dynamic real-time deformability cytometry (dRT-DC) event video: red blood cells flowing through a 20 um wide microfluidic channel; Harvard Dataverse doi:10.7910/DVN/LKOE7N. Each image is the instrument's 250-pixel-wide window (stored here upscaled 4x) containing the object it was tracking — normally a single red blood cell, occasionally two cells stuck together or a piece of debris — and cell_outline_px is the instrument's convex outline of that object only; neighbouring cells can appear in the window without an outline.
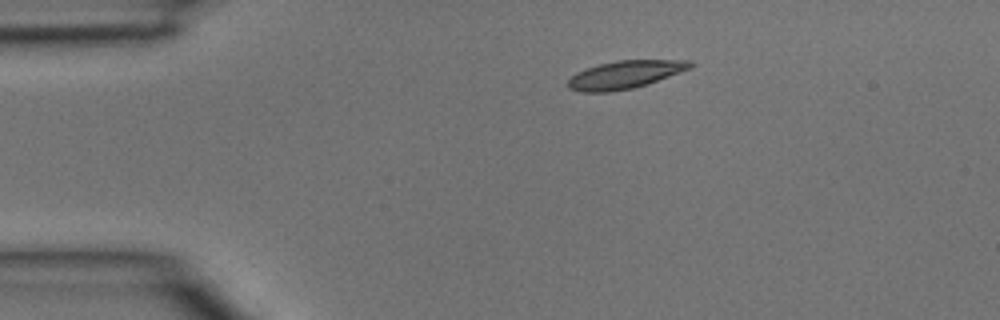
{"species": "common noctule bat (a hibernating species)", "species_latin": "Nyctalus noctula", "temperature_condition": "room temperature", "stored_images_in_passage": 3, "segment_of_instrument_passage": [1, 2], "camera_frame_rate_fps": 3000, "um_per_image_px": 0.085, "animal": {"sex": "male", "body_mass_g": 15.6}, "frame": {"image": 1, "passage_image": 1, "time_ms": 0.0, "image_size_px": [1000, 320], "cell_outline_px": [[692, 68], [648, 84], [632, 88], [608, 92], [580, 92], [568, 88], [568, 80], [576, 72], [600, 64], [616, 60], [692, 60]], "centroid_in_image_um": [53.13, 6.34], "position_along_channel_um": 31.9, "area_um2": 19.83}}